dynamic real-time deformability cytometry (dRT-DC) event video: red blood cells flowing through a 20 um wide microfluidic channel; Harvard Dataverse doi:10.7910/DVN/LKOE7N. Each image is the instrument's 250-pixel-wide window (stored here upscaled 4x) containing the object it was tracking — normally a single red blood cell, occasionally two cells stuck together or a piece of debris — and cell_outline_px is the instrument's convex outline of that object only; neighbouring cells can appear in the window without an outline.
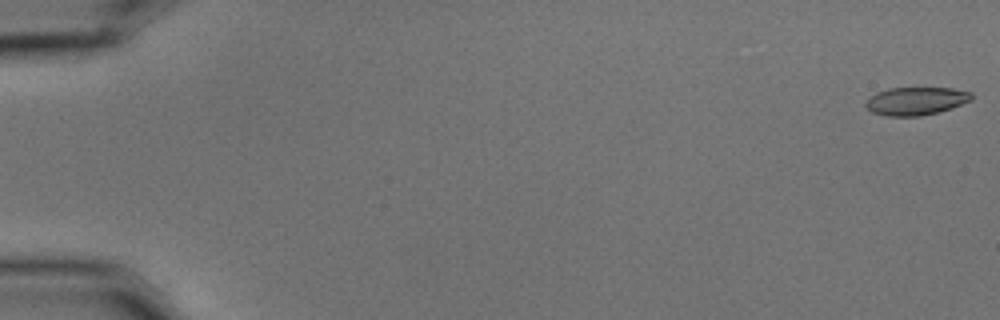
{"species": "common noctule bat (a hibernating species)", "species_latin": "Nyctalus noctula", "temperature_condition": "cold", "stored_images_in_passage": 4, "camera_frame_rate_fps": 3000, "um_per_image_px": 0.085, "animal": {"sex": "male", "body_mass_g": 15.6}, "frame": {"image": 1, "passage_image": 1, "time_ms": 0.0, "image_size_px": [1000, 320], "cell_outline_px": [[972, 100], [952, 108], [920, 116], [888, 116], [872, 112], [864, 104], [876, 92], [888, 88], [952, 88], [972, 92]], "centroid_in_image_um": [77.87, 8.58], "position_along_channel_um": 7.1, "area_um2": 17.17}}